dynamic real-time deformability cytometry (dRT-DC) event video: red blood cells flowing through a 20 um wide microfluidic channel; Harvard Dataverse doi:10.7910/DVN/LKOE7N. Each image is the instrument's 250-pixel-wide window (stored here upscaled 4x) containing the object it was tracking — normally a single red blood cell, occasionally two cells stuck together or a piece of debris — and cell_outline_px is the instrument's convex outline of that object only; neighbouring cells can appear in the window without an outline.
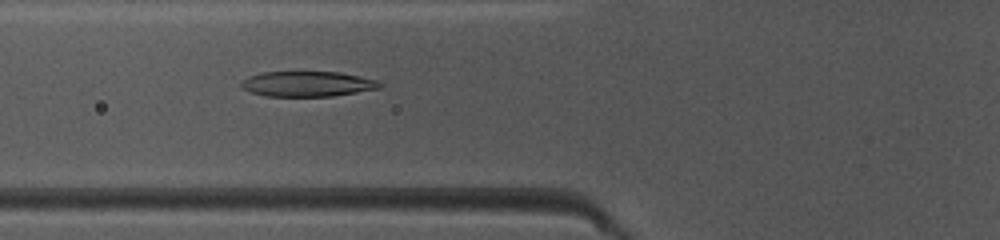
{"species": "common noctule bat (a hibernating species)", "species_latin": "Nyctalus noctula", "temperature_condition": "warm", "stored_images_in_passage": 35, "camera_frame_rate_fps": 3000, "um_per_image_px": 0.085, "animal": {"sex": "female", "body_mass_g": 10.0, "forearm_length_mm": 53.1}, "frame": {"image": 1, "passage_image": 9, "time_ms": 2.667, "image_size_px": [1000, 240], "cell_outline_px": [[384, 84], [380, 88], [332, 96], [268, 96], [252, 92], [244, 88], [240, 84], [248, 76], [260, 72], [340, 72], [360, 76], [376, 80]], "centroid_in_image_um": [26.16, 7.12], "position_along_channel_um": 99.6, "area_um2": 20.23}}
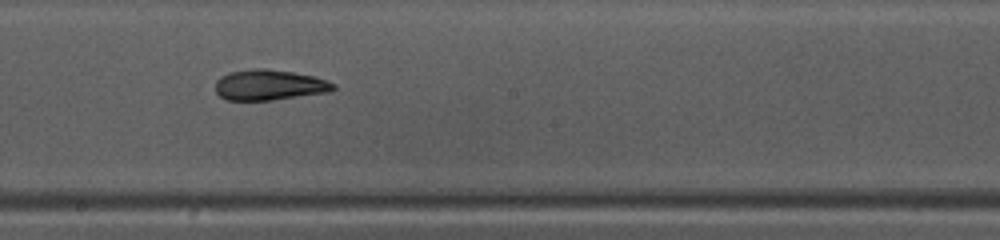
{"frame": {"image": 2, "passage_image": 18, "time_ms": 5.667, "image_size_px": [1000, 240], "cell_outline_px": [[336, 88], [328, 92], [272, 100], [224, 100], [216, 92], [216, 80], [220, 76], [228, 72], [252, 68], [264, 68], [292, 72], [316, 76], [328, 80], [336, 84]], "centroid_in_image_um": [22.89, 7.21], "position_along_channel_um": 225.3, "area_um2": 21.21}}
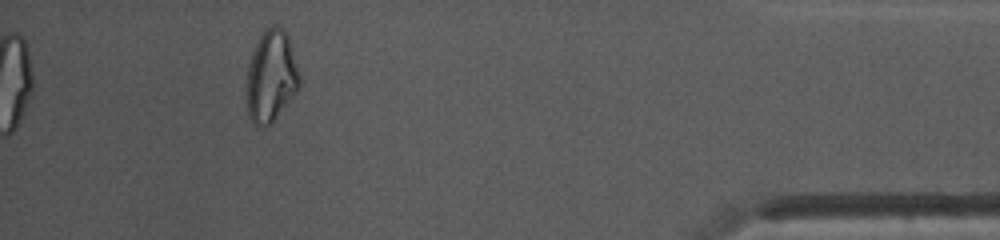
{"frame": {"image": 3, "passage_image": 35, "time_ms": 11.333, "image_size_px": [1000, 240], "cell_outline_px": [[300, 88], [272, 124], [264, 128], [256, 128], [252, 124], [248, 116], [244, 92], [248, 64], [252, 52], [264, 28], [272, 24], [276, 24], [288, 36], [300, 72]], "centroid_in_image_um": [23.01, 6.56], "position_along_channel_um": 412.2, "area_um2": 29.36}, "authors_computed_cell_mechanics": {"area_um2": 21.2126, "velocity_mm_per_s": 4.1686, "shape_relaxation_time_tau1_ms": 7.4268, "shape_relaxation_time_tau2_ms": 2.3883, "deformation_change_tau1": 0.2575, "deformation_change_tau2": 0.095}}